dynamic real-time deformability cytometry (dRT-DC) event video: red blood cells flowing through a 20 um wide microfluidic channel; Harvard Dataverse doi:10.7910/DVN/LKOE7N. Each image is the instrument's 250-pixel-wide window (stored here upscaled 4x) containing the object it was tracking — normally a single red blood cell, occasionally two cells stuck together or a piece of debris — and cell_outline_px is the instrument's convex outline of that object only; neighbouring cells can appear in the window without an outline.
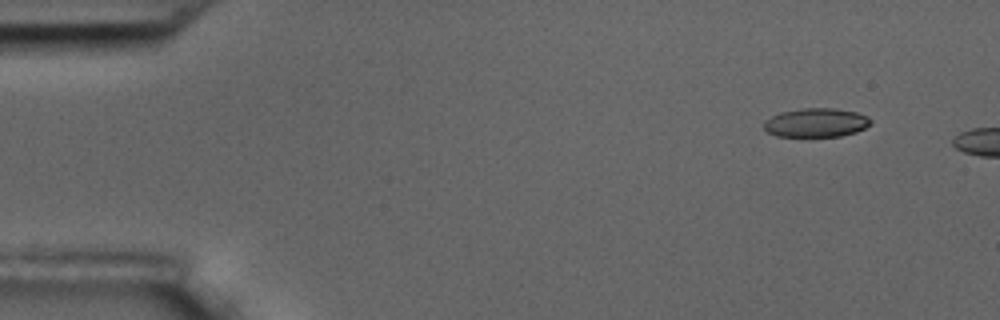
{"species": "common noctule bat (a hibernating species)", "species_latin": "Nyctalus noctula", "temperature_condition": "room temperature", "stored_images_in_passage": 4, "camera_frame_rate_fps": 3000, "um_per_image_px": 0.085, "animal": {"sex": "male", "body_mass_g": 17.5, "forearm_length_mm": 52.3}, "frame": {"image": 1, "passage_image": 2, "time_ms": 1.333, "image_size_px": [1000, 320], "cell_outline_px": [[872, 124], [856, 132], [840, 136], [776, 136], [768, 132], [764, 128], [764, 120], [780, 112], [800, 108], [836, 108], [856, 112], [868, 116], [872, 120]], "centroid_in_image_um": [69.38, 10.41], "position_along_channel_um": 15.6, "area_um2": 18.09}}